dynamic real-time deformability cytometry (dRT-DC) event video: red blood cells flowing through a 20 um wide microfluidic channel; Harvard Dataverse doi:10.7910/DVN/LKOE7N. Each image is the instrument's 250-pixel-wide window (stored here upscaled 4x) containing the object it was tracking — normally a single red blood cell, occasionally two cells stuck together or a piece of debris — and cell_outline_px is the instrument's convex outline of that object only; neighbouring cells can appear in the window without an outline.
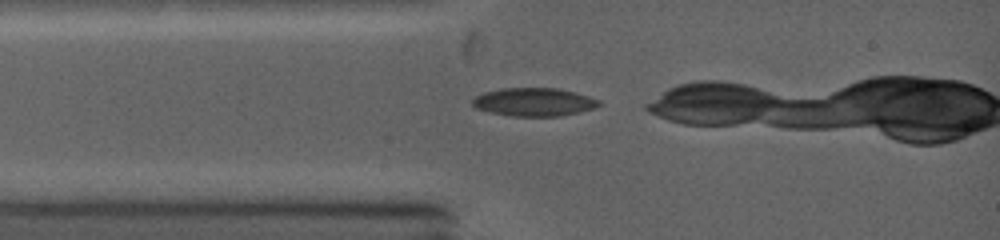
{"species": "common noctule bat (a hibernating species)", "species_latin": "Nyctalus noctula", "temperature_condition": "warm", "stored_images_in_passage": 6, "camera_frame_rate_fps": 5000, "um_per_image_px": 0.085, "animal": {"sex": "female", "body_mass_g": 19.0, "forearm_length_mm": 53.3}, "frame": {"image": 1, "passage_image": 1, "time_ms": 0.0, "image_size_px": [1000, 240], "cell_outline_px": [[600, 104], [592, 108], [560, 116], [508, 116], [488, 112], [476, 108], [472, 104], [472, 100], [476, 96], [484, 92], [504, 88], [556, 88], [588, 96], [600, 100]], "centroid_in_image_um": [45.33, 8.67], "position_along_channel_um": 39.7, "area_um2": 20.58}}